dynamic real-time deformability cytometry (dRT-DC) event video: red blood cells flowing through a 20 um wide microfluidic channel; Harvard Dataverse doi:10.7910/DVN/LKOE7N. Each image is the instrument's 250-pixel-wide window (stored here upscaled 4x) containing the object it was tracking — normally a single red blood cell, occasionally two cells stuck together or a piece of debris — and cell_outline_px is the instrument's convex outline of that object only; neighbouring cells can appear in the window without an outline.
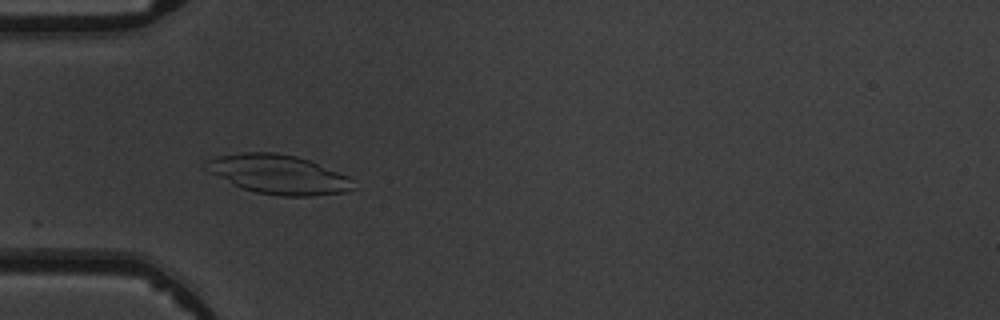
{"species": "common noctule bat (a hibernating species)", "species_latin": "Nyctalus noctula", "temperature_condition": "warm", "stored_images_in_passage": 8, "camera_frame_rate_fps": 3000, "um_per_image_px": 0.085, "animal": {"sex": "male", "body_mass_g": 19.5, "forearm_length_mm": 54.6}, "frame": {"image": 1, "passage_image": 5, "time_ms": 4.667, "image_size_px": [1000, 320], "cell_outline_px": [[356, 188], [344, 192], [312, 196], [280, 196], [256, 192], [240, 188], [200, 168], [204, 160], [220, 156], [244, 152], [276, 152], [296, 156], [308, 160], [348, 176], [352, 180]], "centroid_in_image_um": [23.6, 14.82], "position_along_channel_um": 61.4, "area_um2": 33.87}}
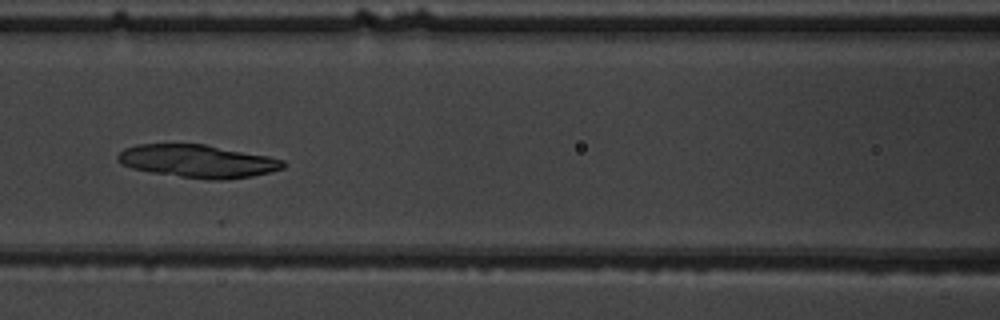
{"frame": {"image": 2, "passage_image": 7, "time_ms": 7.0, "image_size_px": [1000, 320], "cell_outline_px": [[288, 164], [284, 168], [252, 176], [224, 180], [208, 180], [152, 172], [132, 168], [116, 160], [116, 156], [124, 148], [136, 144], [204, 144], [268, 156], [284, 160]], "centroid_in_image_um": [16.82, 13.7], "position_along_channel_um": 149.8, "area_um2": 31.62}}